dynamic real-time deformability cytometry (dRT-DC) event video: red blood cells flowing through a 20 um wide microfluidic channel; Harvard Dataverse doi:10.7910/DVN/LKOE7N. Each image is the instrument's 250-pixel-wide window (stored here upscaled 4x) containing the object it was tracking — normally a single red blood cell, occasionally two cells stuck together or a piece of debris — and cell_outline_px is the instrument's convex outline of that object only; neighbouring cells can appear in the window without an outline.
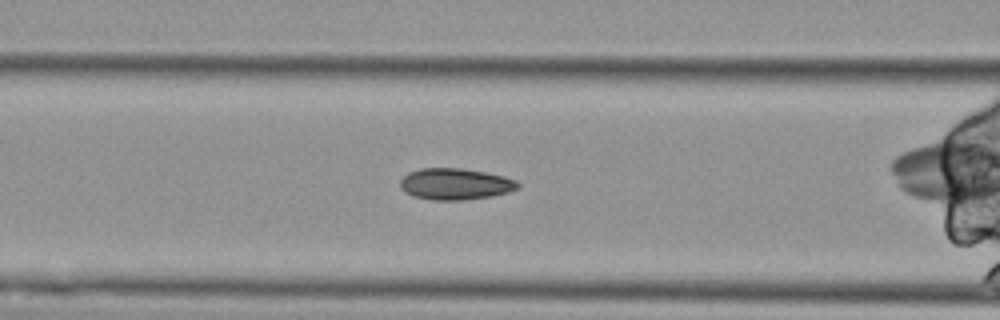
{"species": "Egyptian fruit bat (a non-hibernating species)", "species_latin": "Rousettus aegyptiacus", "temperature_condition": "cold", "stored_images_in_passage": 14, "camera_frame_rate_fps": 3000, "um_per_image_px": 0.085, "animal": {"sex": "female"}, "frame": {"image": 1, "passage_image": 5, "time_ms": 1.333, "image_size_px": [1000, 320], "cell_outline_px": [[520, 184], [516, 188], [508, 192], [492, 196], [464, 200], [432, 200], [412, 196], [404, 192], [400, 188], [400, 180], [408, 172], [420, 168], [460, 168], [484, 172], [504, 176], [516, 180]], "centroid_in_image_um": [38.66, 15.64], "position_along_channel_um": 127.9, "area_um2": 21.62}}
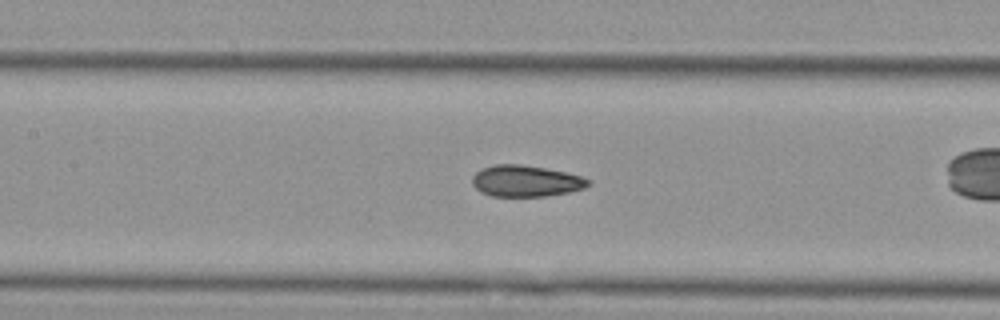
{"frame": {"image": 2, "passage_image": 8, "time_ms": 2.333, "image_size_px": [1000, 320], "cell_outline_px": [[592, 180], [584, 188], [568, 192], [544, 196], [492, 196], [480, 192], [472, 184], [472, 176], [480, 168], [492, 164], [520, 164], [544, 168], [564, 172], [580, 176]], "centroid_in_image_um": [44.64, 15.38], "position_along_channel_um": 162.8, "area_um2": 21.15}}
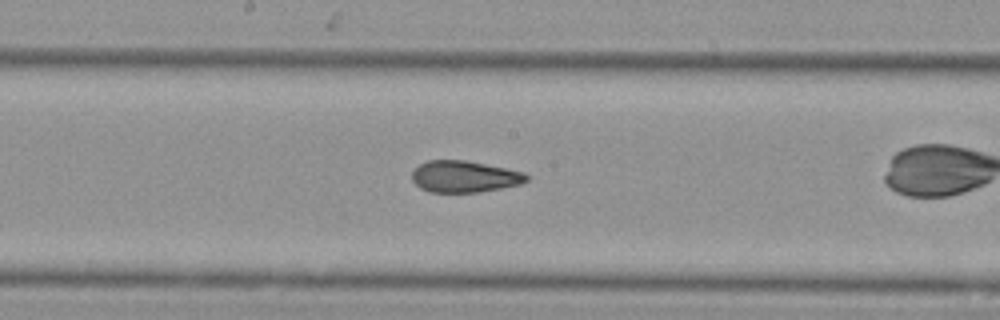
{"frame": {"image": 3, "passage_image": 12, "time_ms": 3.667, "image_size_px": [1000, 320], "cell_outline_px": [[528, 180], [520, 184], [500, 188], [476, 192], [428, 192], [420, 188], [412, 180], [412, 172], [420, 164], [428, 160], [464, 160], [524, 172], [528, 176]], "centroid_in_image_um": [39.44, 15.01], "position_along_channel_um": 208.8, "area_um2": 20.87}}